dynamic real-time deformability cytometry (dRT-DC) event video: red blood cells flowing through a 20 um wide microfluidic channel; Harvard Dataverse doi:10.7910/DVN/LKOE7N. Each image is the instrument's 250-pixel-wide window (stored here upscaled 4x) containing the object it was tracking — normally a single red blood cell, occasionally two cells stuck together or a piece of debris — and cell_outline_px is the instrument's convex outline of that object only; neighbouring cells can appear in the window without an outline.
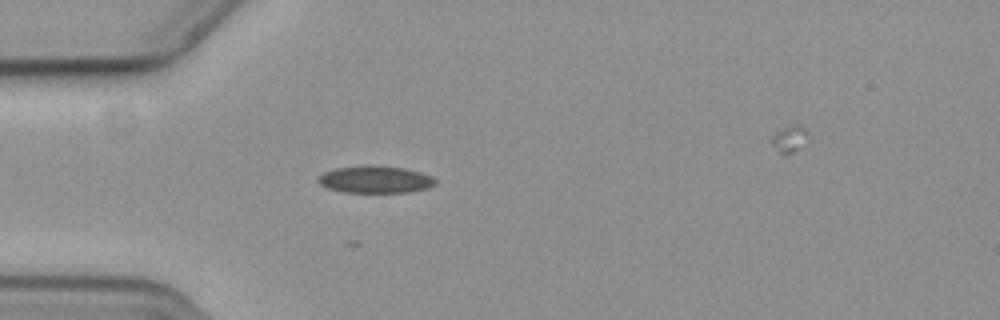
{"species": "common noctule bat (a hibernating species)", "species_latin": "Nyctalus noctula", "temperature_condition": "cold", "stored_images_in_passage": 32, "camera_frame_rate_fps": 3000, "um_per_image_px": 0.085, "animal": {"sex": "female", "body_mass_g": 19.3, "forearm_length_mm": 54.1}, "frame": {"image": 1, "passage_image": 1, "time_ms": 0.0, "image_size_px": [1000, 320], "cell_outline_px": [[436, 184], [428, 188], [408, 192], [344, 192], [328, 188], [320, 184], [316, 180], [324, 172], [336, 168], [404, 168], [420, 172], [432, 176], [436, 180]], "centroid_in_image_um": [31.93, 15.3], "position_along_channel_um": 53.1, "area_um2": 17.63}}
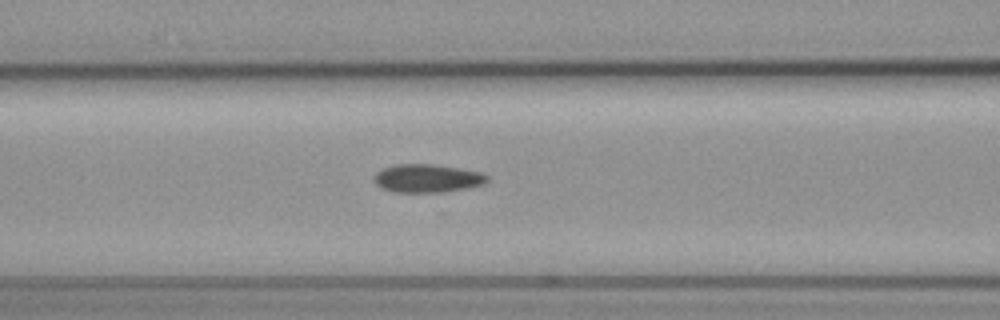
{"frame": {"image": 2, "passage_image": 8, "time_ms": 2.333, "image_size_px": [1000, 320], "cell_outline_px": [[488, 180], [484, 184], [444, 192], [392, 192], [380, 188], [376, 184], [372, 176], [376, 172], [384, 168], [396, 164], [432, 164], [480, 172], [488, 176]], "centroid_in_image_um": [36.26, 15.16], "position_along_channel_um": 130.3, "area_um2": 18.55}}
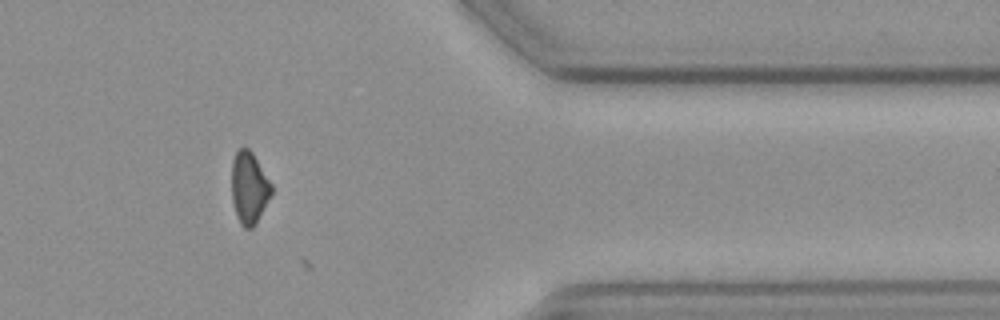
{"frame": {"image": 3, "passage_image": 31, "time_ms": 10.0, "image_size_px": [1000, 320], "cell_outline_px": [[272, 192], [256, 224], [252, 228], [244, 228], [240, 224], [236, 216], [232, 200], [232, 160], [236, 152], [240, 148], [248, 148], [252, 152], [272, 184]], "centroid_in_image_um": [21.17, 15.98], "position_along_channel_um": 390.2, "area_um2": 16.65}}